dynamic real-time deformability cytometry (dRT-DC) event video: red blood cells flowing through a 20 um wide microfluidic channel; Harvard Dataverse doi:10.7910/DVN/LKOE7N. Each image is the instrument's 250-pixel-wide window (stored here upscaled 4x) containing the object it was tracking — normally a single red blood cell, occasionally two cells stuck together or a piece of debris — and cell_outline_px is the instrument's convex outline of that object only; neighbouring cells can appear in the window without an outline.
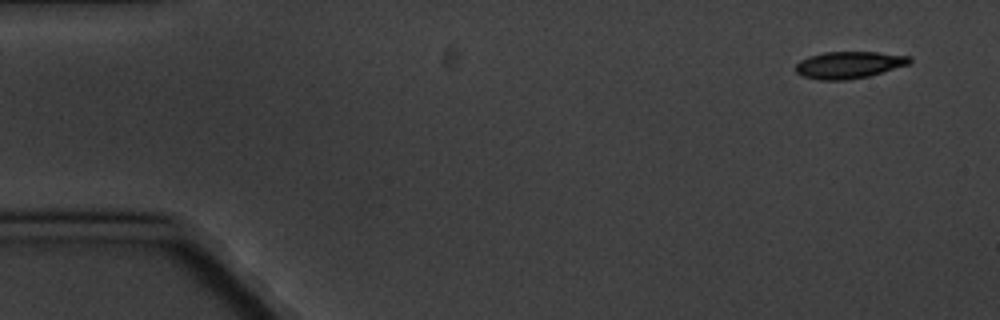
{"species": "common noctule bat (a hibernating species)", "species_latin": "Nyctalus noctula", "temperature_condition": "cold", "stored_images_in_passage": 4, "camera_frame_rate_fps": 3000, "um_per_image_px": 0.085, "animal": {"sex": "male", "body_mass_g": 20.1, "forearm_length_mm": 53.5}, "frame": {"image": 1, "passage_image": 1, "time_ms": 0.0, "image_size_px": [1000, 320], "cell_outline_px": [[912, 60], [908, 64], [868, 76], [848, 80], [820, 80], [800, 76], [796, 72], [796, 64], [800, 60], [824, 52], [876, 52], [908, 56]], "centroid_in_image_um": [72.11, 5.52], "position_along_channel_um": 12.9, "area_um2": 17.69}}
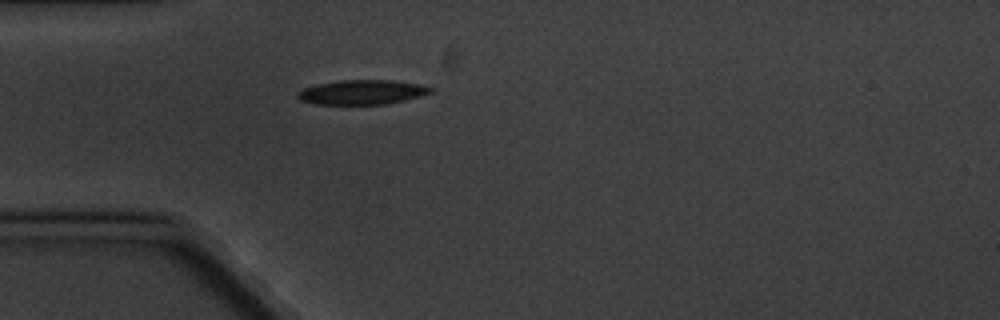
{"frame": {"image": 2, "passage_image": 4, "time_ms": 4.333, "image_size_px": [1000, 320], "cell_outline_px": [[436, 88], [432, 92], [420, 96], [404, 100], [384, 104], [316, 104], [300, 100], [296, 96], [296, 92], [304, 88], [316, 84], [340, 80], [392, 80], [420, 84]], "centroid_in_image_um": [30.78, 7.83], "position_along_channel_um": 54.2, "area_um2": 19.07}}